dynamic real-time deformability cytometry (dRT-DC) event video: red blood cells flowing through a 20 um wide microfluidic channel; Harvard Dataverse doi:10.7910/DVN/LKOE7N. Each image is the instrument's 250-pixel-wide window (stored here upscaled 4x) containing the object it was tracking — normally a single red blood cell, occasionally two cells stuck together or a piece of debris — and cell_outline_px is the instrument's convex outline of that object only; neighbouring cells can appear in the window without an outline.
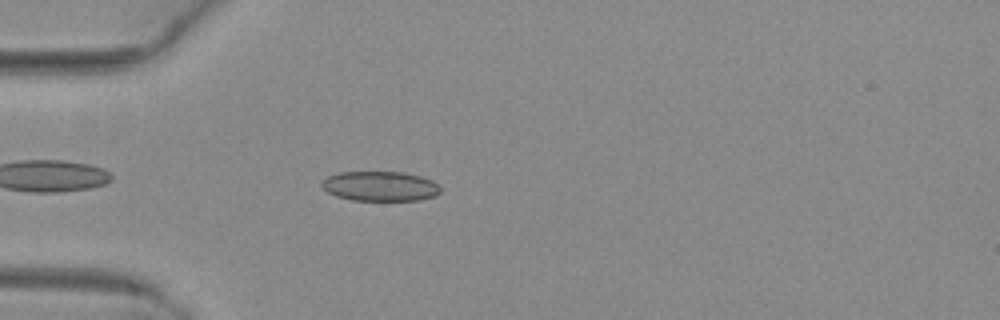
{"species": "common noctule bat (a hibernating species)", "species_latin": "Nyctalus noctula", "temperature_condition": "warm", "stored_images_in_passage": 38, "camera_frame_rate_fps": 3000, "um_per_image_px": 0.085, "animal": {"sex": "female", "body_mass_g": 29.2, "forearm_length_mm": 56.3}, "frame": {"image": 1, "passage_image": 2, "time_ms": 0.333, "image_size_px": [1000, 320], "cell_outline_px": [[440, 192], [436, 196], [420, 200], [352, 200], [336, 196], [328, 192], [320, 184], [320, 180], [328, 176], [340, 172], [404, 172], [420, 176], [432, 180], [440, 184]], "centroid_in_image_um": [32.33, 15.82], "position_along_channel_um": 52.7, "area_um2": 20.75}}
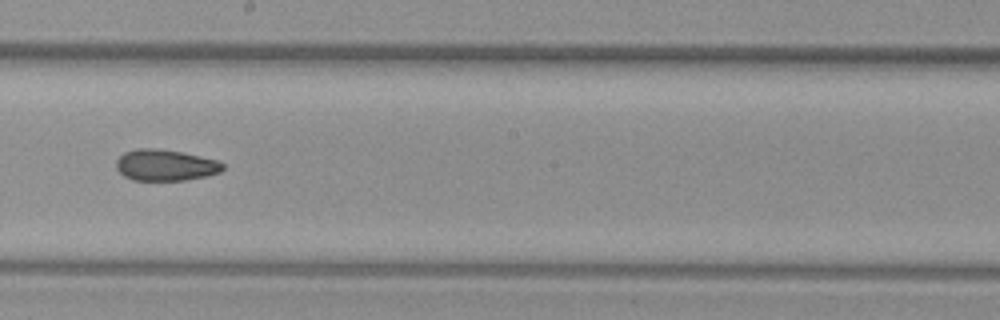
{"frame": {"image": 2, "passage_image": 16, "time_ms": 5.0, "image_size_px": [1000, 320], "cell_outline_px": [[224, 168], [220, 172], [208, 176], [184, 180], [132, 180], [124, 176], [116, 168], [116, 160], [124, 152], [136, 148], [156, 148], [184, 152], [216, 160], [224, 164]], "centroid_in_image_um": [14.05, 14.03], "position_along_channel_um": 234.2, "area_um2": 19.54}}
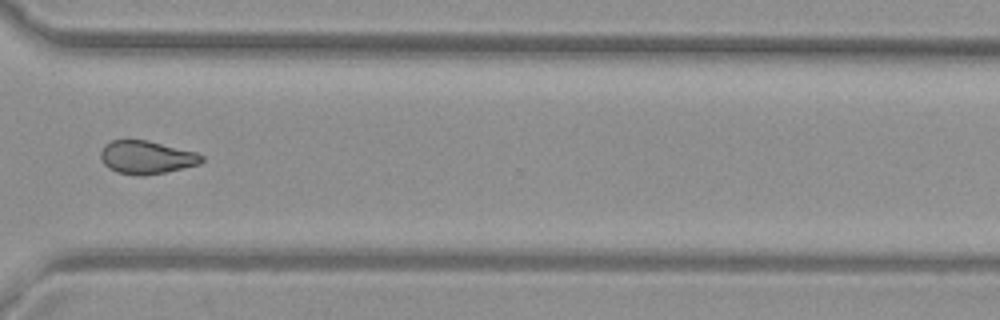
{"frame": {"image": 3, "passage_image": 25, "time_ms": 8.0, "image_size_px": [1000, 320], "cell_outline_px": [[204, 160], [200, 164], [164, 172], [144, 176], [136, 176], [116, 172], [108, 168], [104, 164], [100, 156], [100, 152], [104, 144], [112, 140], [148, 140], [196, 152], [204, 156]], "centroid_in_image_um": [12.44, 13.37], "position_along_channel_um": 358.2, "area_um2": 19.65}, "authors_computed_cell_mechanics": {"area_um2": 19.9988, "velocity_mm_per_s": 4.1289, "shape_relaxation_time_tau1_ms": null, "shape_relaxation_time_tau2_ms": 3.2589, "deformation_change_tau1": null, "deformation_change_tau2": 0.0846}}